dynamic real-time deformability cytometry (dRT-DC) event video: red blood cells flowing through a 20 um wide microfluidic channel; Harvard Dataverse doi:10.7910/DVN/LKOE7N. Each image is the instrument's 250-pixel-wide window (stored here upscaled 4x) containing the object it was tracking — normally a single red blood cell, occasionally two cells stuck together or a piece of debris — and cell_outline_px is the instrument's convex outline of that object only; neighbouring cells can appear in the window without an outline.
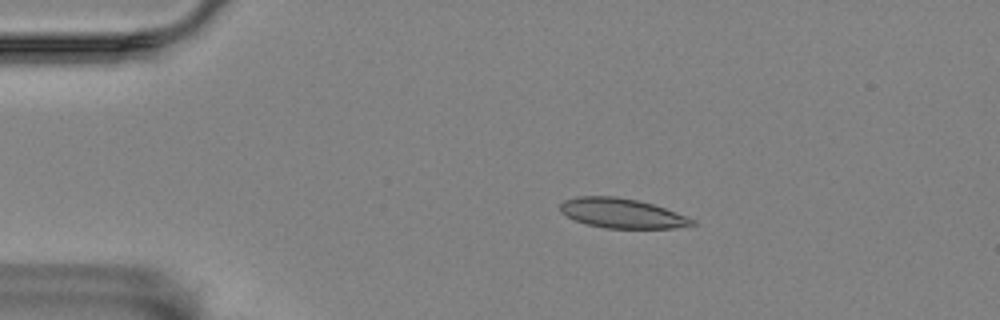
{"species": "Egyptian fruit bat (a non-hibernating species)", "species_latin": "Rousettus aegyptiacus", "temperature_condition": "room temperature", "stored_images_in_passage": 4, "camera_frame_rate_fps": 3000, "um_per_image_px": 0.085, "animal": {"sex": "female"}, "frame": {"image": 1, "passage_image": 3, "time_ms": 2.333, "image_size_px": [1000, 320], "cell_outline_px": [[696, 224], [676, 228], [604, 228], [588, 224], [576, 220], [560, 212], [560, 204], [564, 200], [576, 196], [616, 196], [636, 200], [652, 204], [688, 216], [696, 220]], "centroid_in_image_um": [52.88, 18.12], "position_along_channel_um": 32.1, "area_um2": 22.77}}